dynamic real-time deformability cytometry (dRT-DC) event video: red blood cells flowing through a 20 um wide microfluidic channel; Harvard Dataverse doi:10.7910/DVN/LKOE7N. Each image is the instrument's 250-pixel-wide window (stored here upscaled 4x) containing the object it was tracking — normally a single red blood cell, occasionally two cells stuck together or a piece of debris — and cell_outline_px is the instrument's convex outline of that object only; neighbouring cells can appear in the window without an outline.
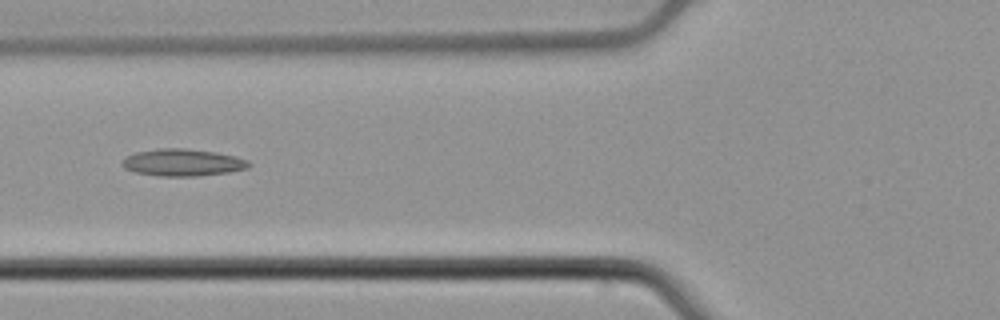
{"species": "common noctule bat (a hibernating species)", "species_latin": "Nyctalus noctula", "temperature_condition": "cold", "stored_images_in_passage": 5, "camera_frame_rate_fps": 3000, "um_per_image_px": 0.085, "animal": {"sex": "male", "body_mass_g": 21.5, "forearm_length_mm": 52.0}, "frame": {"image": 1, "passage_image": 3, "time_ms": 0.667, "image_size_px": [1000, 320], "cell_outline_px": [[252, 164], [248, 168], [228, 172], [200, 176], [160, 176], [136, 172], [124, 168], [120, 164], [124, 156], [136, 152], [156, 148], [184, 148], [216, 152], [236, 156], [248, 160]], "centroid_in_image_um": [15.51, 13.8], "position_along_channel_um": 110.3, "area_um2": 20.23}}
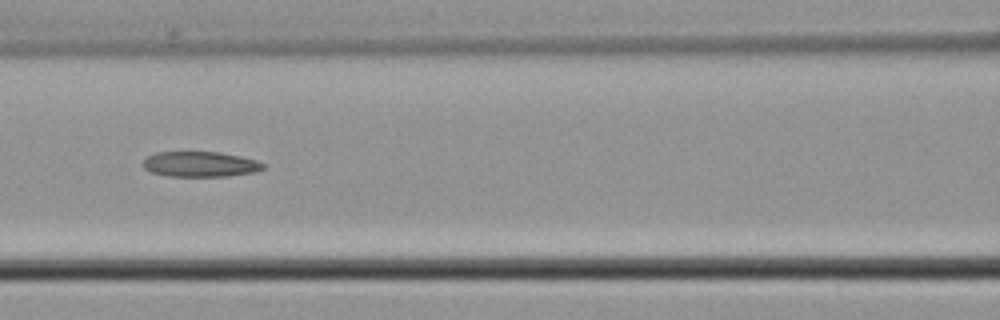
{"frame": {"image": 2, "passage_image": 4, "time_ms": 1.0, "image_size_px": [1000, 320], "cell_outline_px": [[264, 168], [256, 172], [228, 176], [168, 176], [152, 172], [144, 168], [144, 160], [148, 156], [156, 152], [220, 152], [240, 156], [256, 160], [264, 164]], "centroid_in_image_um": [17.04, 13.95], "position_along_channel_um": 149.6, "area_um2": 17.63}}
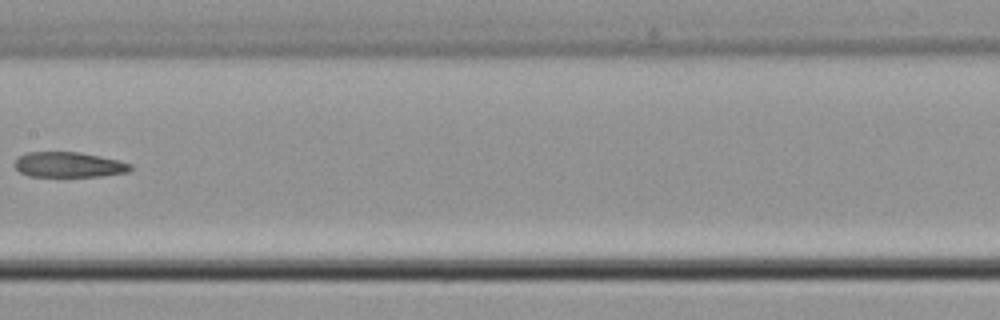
{"frame": {"image": 3, "passage_image": 5, "time_ms": 1.333, "image_size_px": [1000, 320], "cell_outline_px": [[132, 168], [128, 172], [100, 176], [28, 176], [20, 172], [12, 164], [20, 156], [28, 152], [76, 152], [116, 160], [132, 164]], "centroid_in_image_um": [5.81, 14.01], "position_along_channel_um": 201.6, "area_um2": 16.76}}